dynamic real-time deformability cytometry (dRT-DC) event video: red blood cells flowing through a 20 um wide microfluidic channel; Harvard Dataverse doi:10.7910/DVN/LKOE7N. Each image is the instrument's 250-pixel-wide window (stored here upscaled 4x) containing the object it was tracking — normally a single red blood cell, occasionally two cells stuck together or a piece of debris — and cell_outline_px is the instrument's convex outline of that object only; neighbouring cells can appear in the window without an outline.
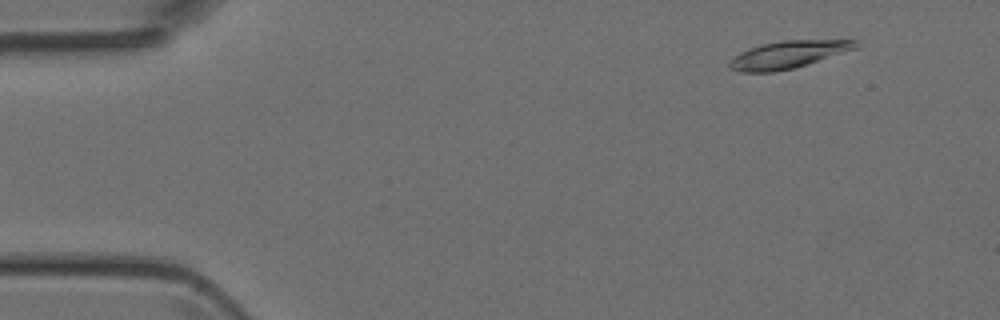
{"species": "Egyptian fruit bat (a non-hibernating species)", "species_latin": "Rousettus aegyptiacus", "temperature_condition": "room temperature", "stored_images_in_passage": 33, "camera_frame_rate_fps": 3000, "um_per_image_px": 0.085, "animal": {"sex": "female"}, "frame": {"image": 1, "passage_image": 1, "time_ms": 0.0, "image_size_px": [1000, 320], "cell_outline_px": [[860, 44], [856, 48], [808, 64], [792, 68], [772, 72], [740, 72], [728, 68], [728, 64], [740, 52], [748, 48], [760, 44], [780, 40], [856, 40]], "centroid_in_image_um": [66.97, 4.63], "position_along_channel_um": 18.0, "area_um2": 20.06}}
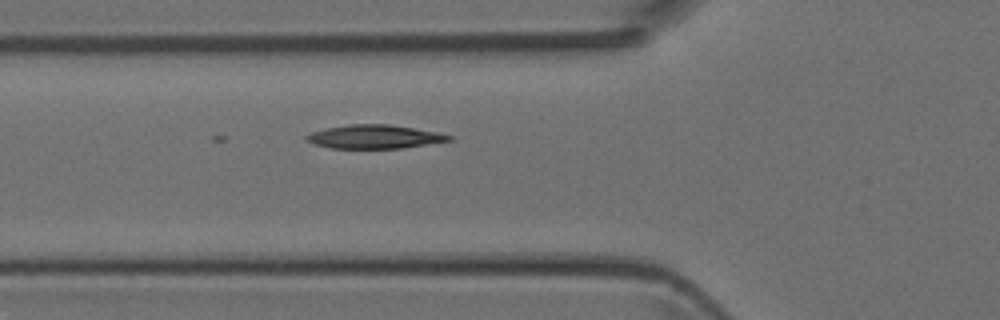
{"frame": {"image": 2, "passage_image": 13, "time_ms": 4.0, "image_size_px": [1000, 320], "cell_outline_px": [[452, 140], [404, 148], [332, 148], [312, 144], [304, 140], [304, 136], [312, 132], [328, 128], [348, 124], [388, 124], [436, 132], [452, 136]], "centroid_in_image_um": [31.78, 11.63], "position_along_channel_um": 94.0, "area_um2": 19.54}}
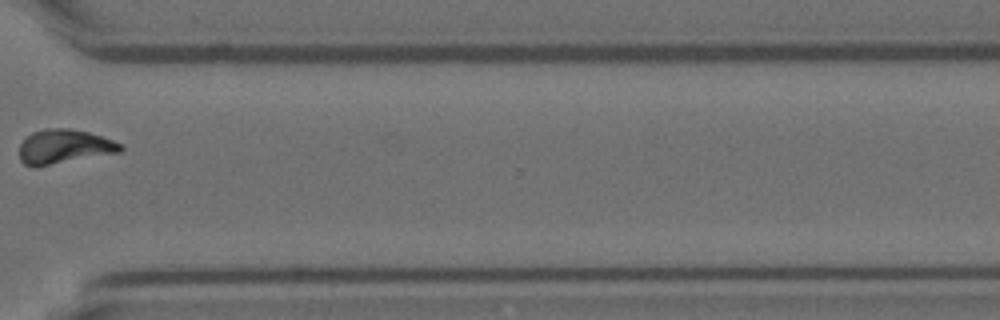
{"frame": {"image": 3, "passage_image": 32, "time_ms": 10.333, "image_size_px": [1000, 320], "cell_outline_px": [[124, 148], [120, 152], [36, 168], [32, 168], [24, 164], [20, 160], [20, 144], [32, 132], [48, 128], [68, 128], [88, 132], [124, 144]], "centroid_in_image_um": [5.45, 12.49], "position_along_channel_um": 365.1, "area_um2": 20.4}}